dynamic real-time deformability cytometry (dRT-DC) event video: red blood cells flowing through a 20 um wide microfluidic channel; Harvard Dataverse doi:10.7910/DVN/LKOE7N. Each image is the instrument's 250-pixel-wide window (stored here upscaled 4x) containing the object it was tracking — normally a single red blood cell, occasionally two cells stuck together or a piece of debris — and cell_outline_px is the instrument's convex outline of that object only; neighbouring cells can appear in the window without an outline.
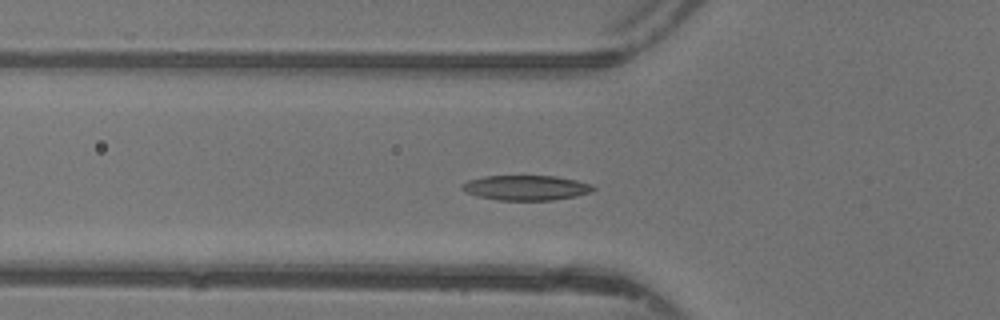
{"species": "common noctule bat (a hibernating species)", "species_latin": "Nyctalus noctula", "temperature_condition": "warm", "stored_images_in_passage": 47, "camera_frame_rate_fps": 3000, "um_per_image_px": 0.085, "animal": {"sex": "female"}, "frame": {"image": 1, "passage_image": 15, "time_ms": 4.667, "image_size_px": [1000, 320], "cell_outline_px": [[596, 188], [592, 192], [576, 196], [552, 200], [496, 200], [476, 196], [460, 188], [460, 184], [468, 180], [484, 176], [556, 176], [576, 180], [592, 184]], "centroid_in_image_um": [44.71, 15.96], "position_along_channel_um": 81.1, "area_um2": 19.19}}
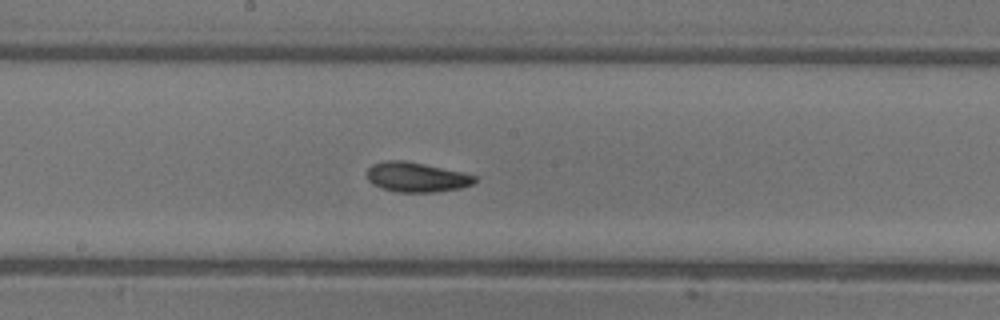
{"frame": {"image": 2, "passage_image": 24, "time_ms": 7.667, "image_size_px": [1000, 320], "cell_outline_px": [[476, 180], [472, 184], [460, 188], [436, 192], [396, 192], [380, 188], [372, 184], [368, 180], [368, 168], [372, 164], [388, 160], [404, 160], [464, 172], [476, 176]], "centroid_in_image_um": [35.39, 15.06], "position_along_channel_um": 212.8, "area_um2": 18.73}}
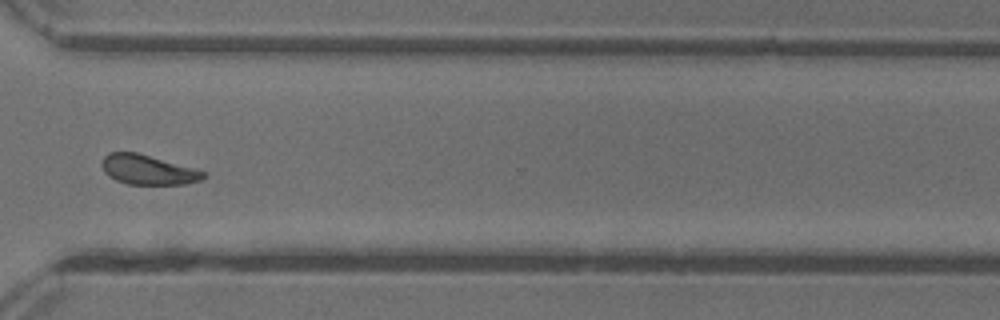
{"frame": {"image": 3, "passage_image": 34, "time_ms": 11.0, "image_size_px": [1000, 320], "cell_outline_px": [[208, 176], [200, 180], [184, 184], [128, 184], [116, 180], [108, 176], [104, 172], [100, 164], [104, 156], [108, 152], [136, 152], [196, 168], [208, 172]], "centroid_in_image_um": [12.59, 14.42], "position_along_channel_um": 358.0, "area_um2": 17.8}, "authors_computed_cell_mechanics": {"area_um2": 18.2648, "velocity_mm_per_s": 4.3677, "shape_relaxation_time_tau1_ms": 3.4003, "shape_relaxation_time_tau2_ms": 3.022, "deformation_change_tau1": 0.1335, "deformation_change_tau2": 0.0947}}